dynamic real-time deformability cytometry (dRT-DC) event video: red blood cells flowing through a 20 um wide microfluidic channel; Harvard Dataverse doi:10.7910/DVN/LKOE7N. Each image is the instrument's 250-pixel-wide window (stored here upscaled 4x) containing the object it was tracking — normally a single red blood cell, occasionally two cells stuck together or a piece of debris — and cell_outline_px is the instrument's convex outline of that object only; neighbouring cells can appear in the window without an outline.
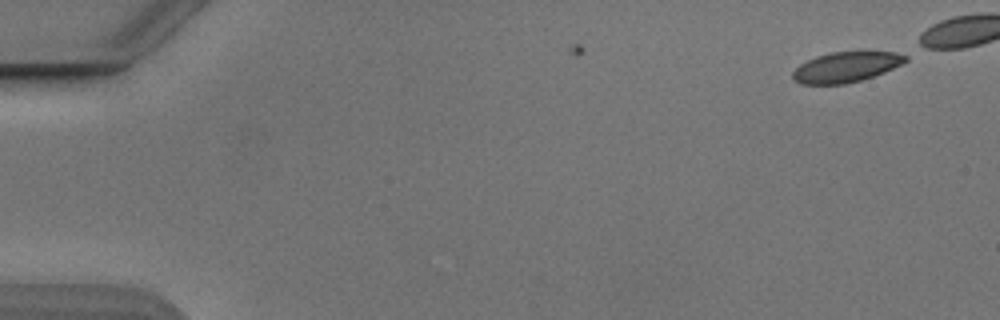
{"species": "Egyptian fruit bat (a non-hibernating species)", "species_latin": "Rousettus aegyptiacus", "temperature_condition": "cold", "stored_images_in_passage": 7, "camera_frame_rate_fps": 3000, "um_per_image_px": 0.085, "animal": {"sex": "male"}, "frame": {"image": 1, "passage_image": 1, "time_ms": 0.0, "image_size_px": [1000, 320], "cell_outline_px": [[908, 60], [884, 72], [860, 80], [844, 84], [800, 84], [792, 76], [792, 72], [800, 64], [816, 56], [832, 52], [896, 52], [908, 56]], "centroid_in_image_um": [71.9, 5.7], "position_along_channel_um": 13.1, "area_um2": 19.59}}